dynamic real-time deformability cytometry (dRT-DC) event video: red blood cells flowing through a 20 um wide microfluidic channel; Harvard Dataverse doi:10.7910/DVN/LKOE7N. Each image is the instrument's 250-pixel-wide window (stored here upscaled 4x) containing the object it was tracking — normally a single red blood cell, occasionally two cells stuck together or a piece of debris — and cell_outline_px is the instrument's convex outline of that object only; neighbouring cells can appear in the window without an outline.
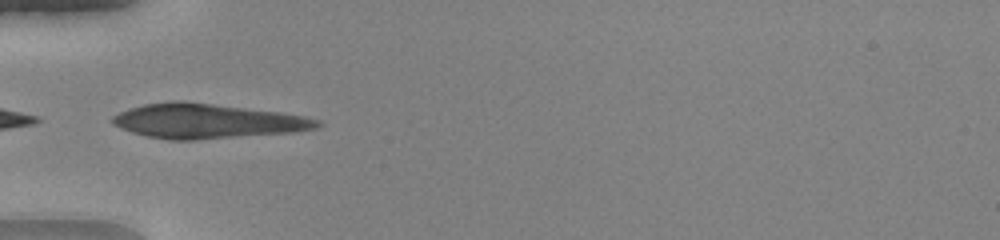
{"species": "human", "species_latin": "Homo sapiens", "temperature_condition": "warm", "stored_images_in_passage": 34, "camera_frame_rate_fps": 3000, "um_per_image_px": 0.085, "donor": {"sex": "female"}, "frame": {"image": 1, "passage_image": 1, "time_ms": 0.0, "image_size_px": [1000, 240], "cell_outline_px": [[324, 124], [316, 128], [296, 132], [196, 140], [172, 140], [148, 136], [132, 132], [120, 128], [112, 124], [112, 116], [128, 108], [144, 104], [172, 100], [184, 100], [280, 112], [304, 116], [320, 120]], "centroid_in_image_um": [17.61, 10.28], "position_along_channel_um": 67.4, "area_um2": 41.62}}
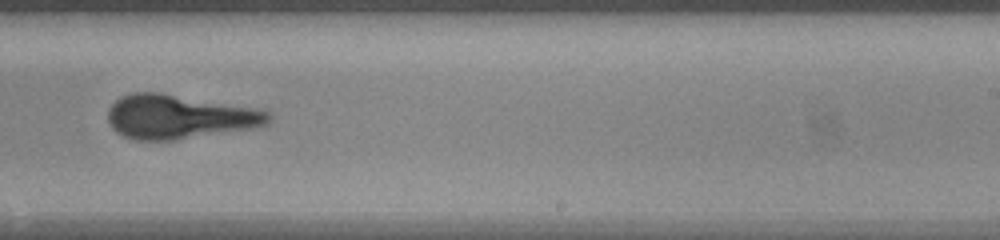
{"frame": {"image": 2, "passage_image": 16, "time_ms": 5.0, "image_size_px": [1000, 240], "cell_outline_px": [[272, 120], [268, 124], [252, 128], [172, 140], [132, 140], [116, 132], [112, 128], [108, 120], [108, 108], [120, 96], [132, 92], [160, 92], [264, 108], [272, 116]], "centroid_in_image_um": [15.26, 9.9], "position_along_channel_um": 273.7, "area_um2": 41.85}}
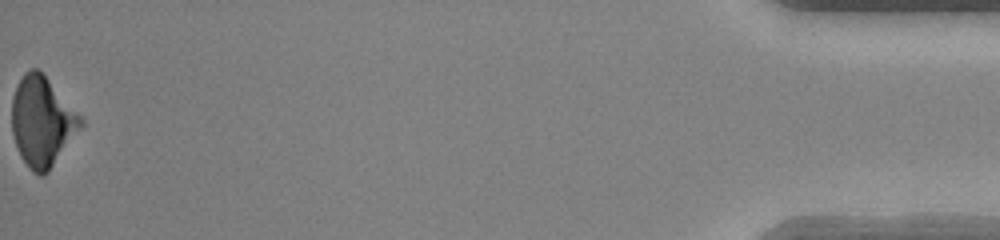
{"frame": {"image": 3, "passage_image": 34, "time_ms": 11.0, "image_size_px": [1000, 240], "cell_outline_px": [[84, 124], [48, 172], [44, 176], [40, 176], [32, 172], [28, 168], [20, 156], [12, 132], [12, 96], [24, 72], [32, 68], [36, 68], [48, 80], [84, 120]], "centroid_in_image_um": [3.56, 10.37], "position_along_channel_um": 431.6, "area_um2": 35.55}, "authors_computed_cell_mechanics": {"area_um2": 40.1132, "velocity_mm_per_s": 4.1606, "shape_relaxation_time_tau1_ms": 3.5522, "shape_relaxation_time_tau2_ms": 0.8661, "deformation_change_tau1": 0.1731, "deformation_change_tau2": 0.0308}}